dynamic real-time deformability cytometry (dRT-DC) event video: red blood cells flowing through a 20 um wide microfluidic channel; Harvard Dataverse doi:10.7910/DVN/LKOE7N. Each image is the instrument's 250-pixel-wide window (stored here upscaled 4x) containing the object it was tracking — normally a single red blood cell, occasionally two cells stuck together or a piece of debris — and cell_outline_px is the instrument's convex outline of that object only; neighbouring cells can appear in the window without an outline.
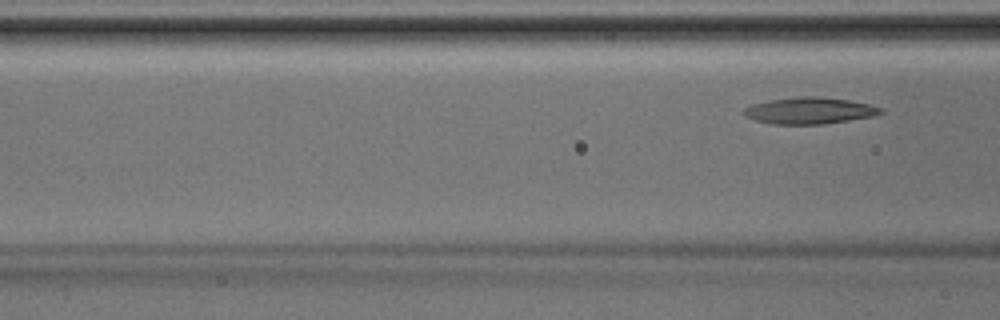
{"species": "Egyptian fruit bat (a non-hibernating species)", "species_latin": "Rousettus aegyptiacus", "temperature_condition": "room temperature", "stored_images_in_passage": 5, "camera_frame_rate_fps": 3000, "um_per_image_px": 0.085, "animal": {"sex": "male"}, "frame": {"image": 1, "passage_image": 5, "time_ms": 1.333, "image_size_px": [1000, 320], "cell_outline_px": [[884, 112], [872, 116], [824, 124], [772, 124], [756, 120], [744, 116], [740, 112], [744, 108], [752, 104], [772, 100], [800, 96], [816, 96], [848, 100], [868, 104], [884, 108]], "centroid_in_image_um": [68.78, 9.4], "position_along_channel_um": 97.8, "area_um2": 21.1}}